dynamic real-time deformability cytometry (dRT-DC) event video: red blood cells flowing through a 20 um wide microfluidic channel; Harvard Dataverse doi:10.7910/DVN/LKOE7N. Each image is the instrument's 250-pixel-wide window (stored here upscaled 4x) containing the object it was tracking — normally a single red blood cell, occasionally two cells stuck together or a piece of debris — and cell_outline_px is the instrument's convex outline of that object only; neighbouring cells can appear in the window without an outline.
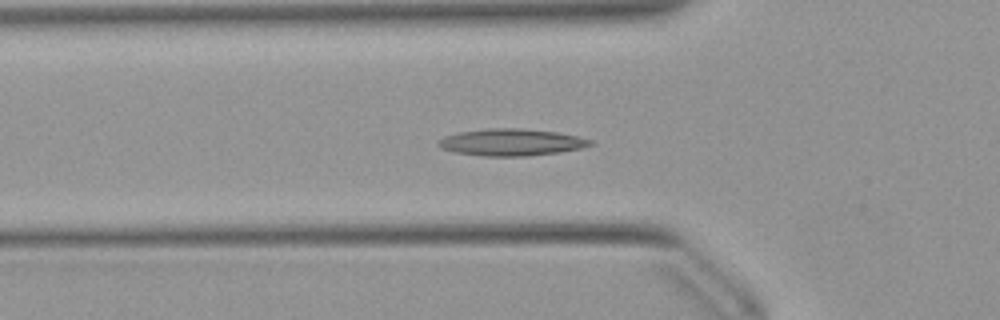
{"species": "Egyptian fruit bat (a non-hibernating species)", "species_latin": "Rousettus aegyptiacus", "temperature_condition": "warm", "stored_images_in_passage": 41, "camera_frame_rate_fps": 3000, "um_per_image_px": 0.085, "animal": {"sex": "female"}, "frame": {"image": 1, "passage_image": 6, "time_ms": 1.667, "image_size_px": [1000, 320], "cell_outline_px": [[596, 144], [580, 148], [560, 152], [528, 156], [480, 156], [456, 152], [440, 148], [436, 144], [444, 136], [456, 132], [488, 128], [520, 128], [556, 132], [576, 136], [592, 140]], "centroid_in_image_um": [43.44, 12.09], "position_along_channel_um": 82.4, "area_um2": 23.93}}
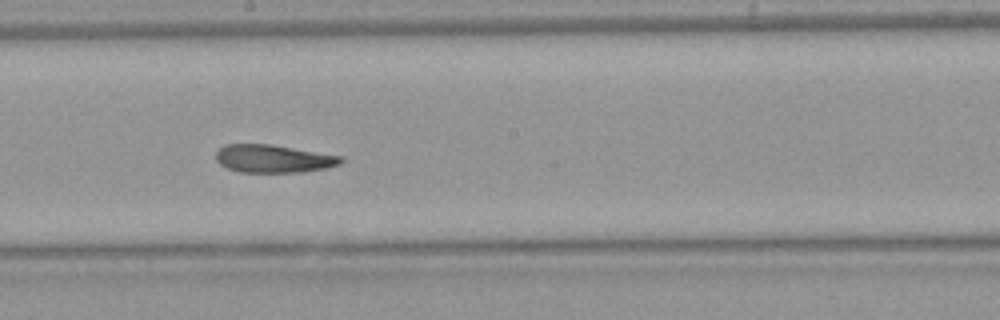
{"frame": {"image": 2, "passage_image": 17, "time_ms": 5.333, "image_size_px": [1000, 320], "cell_outline_px": [[344, 160], [340, 164], [328, 168], [304, 172], [240, 172], [228, 168], [220, 164], [216, 160], [216, 152], [224, 144], [272, 144], [344, 156]], "centroid_in_image_um": [23.28, 13.48], "position_along_channel_um": 224.9, "area_um2": 20.58}}
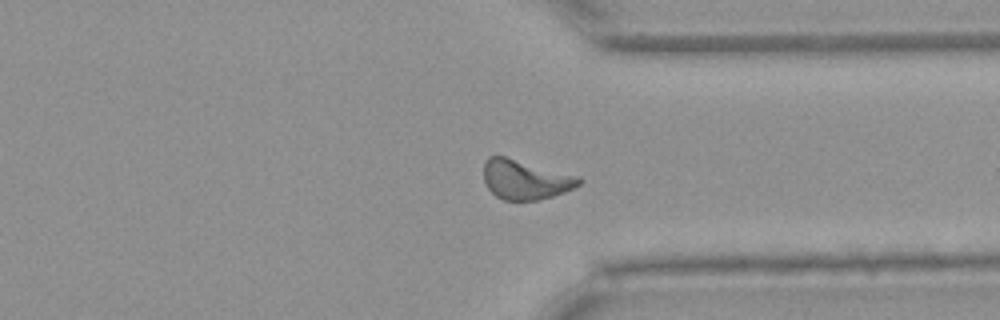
{"frame": {"image": 3, "passage_image": 28, "time_ms": 9.0, "image_size_px": [1000, 320], "cell_outline_px": [[584, 180], [580, 184], [564, 192], [552, 196], [536, 200], [504, 200], [496, 196], [488, 188], [484, 180], [484, 160], [488, 156], [504, 156], [580, 176]], "centroid_in_image_um": [44.65, 15.25], "position_along_channel_um": 366.7, "area_um2": 21.91}, "authors_computed_cell_mechanics": {"area_um2": 21.097, "velocity_mm_per_s": 3.899, "shape_relaxation_time_tau1_ms": null, "shape_relaxation_time_tau2_ms": 3.2204, "deformation_change_tau1": null, "deformation_change_tau2": 0.1048}}